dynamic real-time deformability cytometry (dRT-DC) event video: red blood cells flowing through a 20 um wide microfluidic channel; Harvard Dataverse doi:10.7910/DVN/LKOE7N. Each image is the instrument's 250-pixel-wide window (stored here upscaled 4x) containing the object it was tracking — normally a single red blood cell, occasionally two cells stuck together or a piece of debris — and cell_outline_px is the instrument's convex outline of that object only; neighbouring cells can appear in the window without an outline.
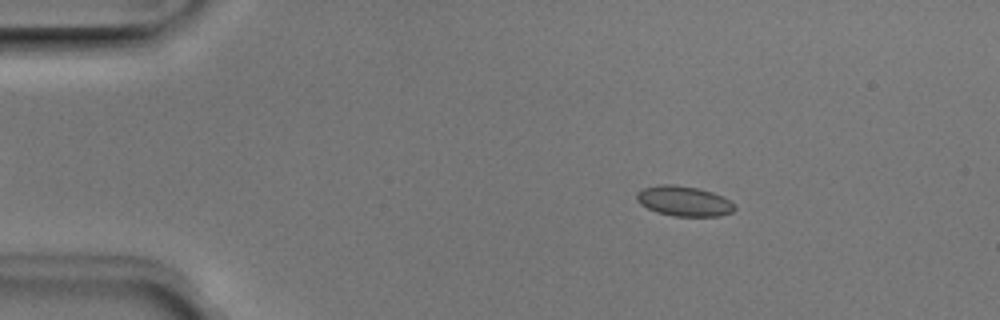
{"species": "Egyptian fruit bat (a non-hibernating species)", "species_latin": "Rousettus aegyptiacus", "temperature_condition": "room temperature", "stored_images_in_passage": 50, "camera_frame_rate_fps": 3000, "um_per_image_px": 0.085, "animal": {"sex": "male"}, "frame": {"image": 1, "passage_image": 8, "time_ms": 2.333, "image_size_px": [1000, 320], "cell_outline_px": [[736, 208], [732, 212], [720, 216], [676, 216], [656, 212], [640, 204], [636, 200], [636, 192], [644, 188], [660, 184], [672, 184], [696, 188], [712, 192], [724, 196], [736, 204]], "centroid_in_image_um": [58.15, 17.09], "position_along_channel_um": 26.8, "area_um2": 17.28}}
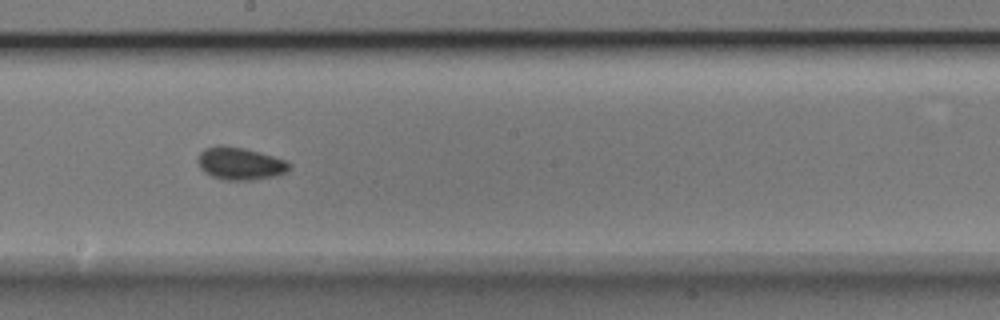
{"frame": {"image": 2, "passage_image": 28, "time_ms": 9.0, "image_size_px": [1000, 320], "cell_outline_px": [[292, 164], [288, 172], [272, 176], [252, 180], [224, 180], [212, 176], [204, 172], [200, 168], [196, 160], [200, 152], [204, 148], [220, 144], [224, 144], [244, 148], [288, 160]], "centroid_in_image_um": [20.4, 13.89], "position_along_channel_um": 227.8, "area_um2": 17.63}}
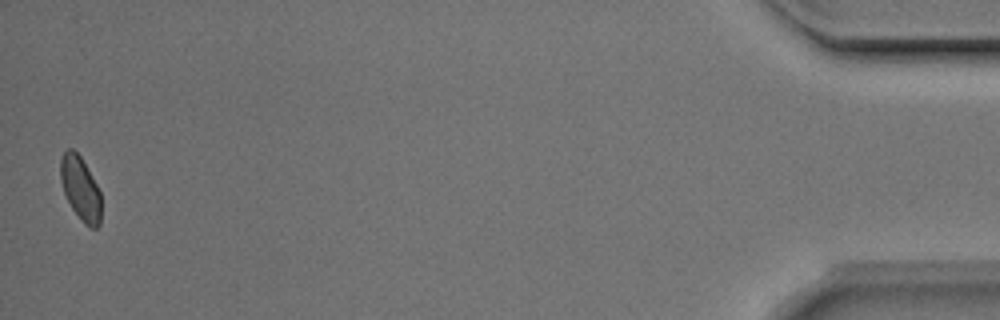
{"frame": {"image": 3, "passage_image": 50, "time_ms": 16.333, "image_size_px": [1000, 320], "cell_outline_px": [[100, 224], [96, 228], [92, 228], [84, 224], [72, 208], [64, 192], [60, 180], [60, 160], [64, 152], [68, 148], [72, 148], [80, 156], [96, 184], [100, 192]], "centroid_in_image_um": [6.82, 16.02], "position_along_channel_um": 428.4, "area_um2": 14.85}, "authors_computed_cell_mechanics": {"area_um2": 16.2996, "velocity_mm_per_s": 3.983, "shape_relaxation_time_tau1_ms": 9.3864, "shape_relaxation_time_tau2_ms": 7.1899, "deformation_change_tau1": 0.0999, "deformation_change_tau2": 0.0709}}